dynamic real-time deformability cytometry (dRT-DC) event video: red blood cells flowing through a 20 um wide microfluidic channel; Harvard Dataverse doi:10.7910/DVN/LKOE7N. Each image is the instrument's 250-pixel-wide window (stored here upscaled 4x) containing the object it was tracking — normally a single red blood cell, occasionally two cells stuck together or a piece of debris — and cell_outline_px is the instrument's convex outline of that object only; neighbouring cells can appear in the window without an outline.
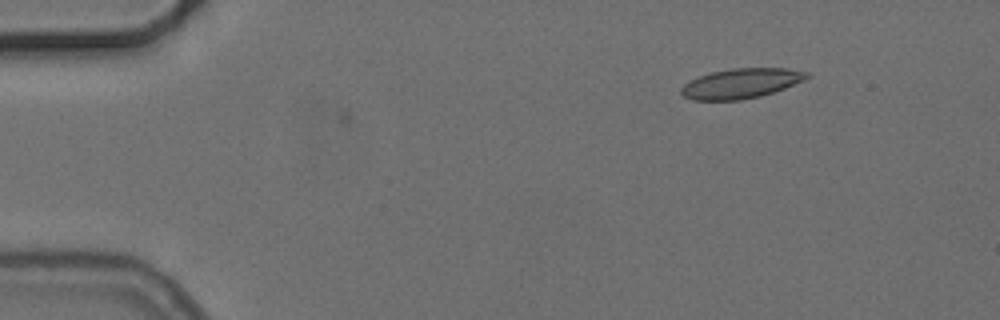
{"species": "common noctule bat (a hibernating species)", "species_latin": "Nyctalus noctula", "temperature_condition": "cold", "stored_images_in_passage": 3, "camera_frame_rate_fps": 3000, "um_per_image_px": 0.085, "animal": {"sex": "female", "body_mass_g": 24.6, "forearm_length_mm": 56.2}, "frame": {"image": 1, "passage_image": 3, "time_ms": 0.667, "image_size_px": [1000, 320], "cell_outline_px": [[812, 76], [804, 80], [784, 88], [760, 96], [740, 100], [692, 100], [684, 96], [680, 92], [680, 88], [684, 84], [700, 76], [712, 72], [732, 68], [784, 68], [808, 72]], "centroid_in_image_um": [62.99, 7.09], "position_along_channel_um": 22.0, "area_um2": 21.73}}